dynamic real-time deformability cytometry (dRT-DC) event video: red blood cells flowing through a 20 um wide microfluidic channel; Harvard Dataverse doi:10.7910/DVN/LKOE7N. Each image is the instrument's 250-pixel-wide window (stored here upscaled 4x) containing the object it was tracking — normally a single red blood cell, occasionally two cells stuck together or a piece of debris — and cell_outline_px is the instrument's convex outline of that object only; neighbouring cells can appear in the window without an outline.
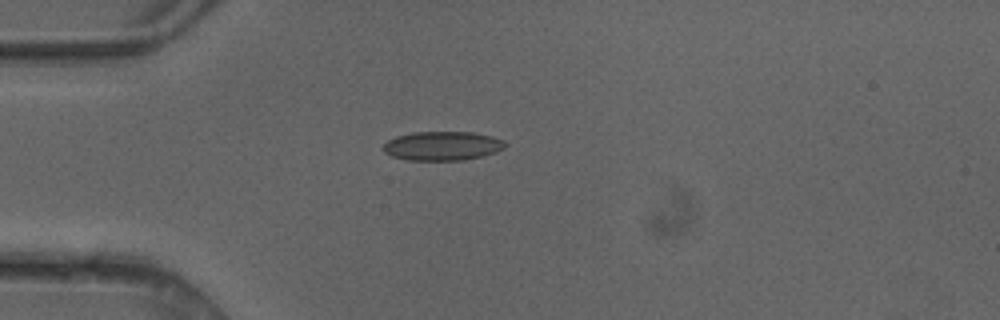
{"species": "common noctule bat (a hibernating species)", "species_latin": "Nyctalus noctula", "temperature_condition": "cold", "stored_images_in_passage": 1, "camera_frame_rate_fps": 3000, "um_per_image_px": 0.085, "animal": {"sex": "female"}, "frame": {"image": 1, "passage_image": 1, "time_ms": 0.0, "image_size_px": [1000, 320], "cell_outline_px": [[508, 144], [504, 148], [496, 152], [464, 160], [408, 160], [392, 156], [384, 152], [384, 144], [388, 140], [396, 136], [412, 132], [472, 132], [492, 136], [504, 140]], "centroid_in_image_um": [37.62, 12.39], "position_along_channel_um": 47.4, "area_um2": 20.63}}